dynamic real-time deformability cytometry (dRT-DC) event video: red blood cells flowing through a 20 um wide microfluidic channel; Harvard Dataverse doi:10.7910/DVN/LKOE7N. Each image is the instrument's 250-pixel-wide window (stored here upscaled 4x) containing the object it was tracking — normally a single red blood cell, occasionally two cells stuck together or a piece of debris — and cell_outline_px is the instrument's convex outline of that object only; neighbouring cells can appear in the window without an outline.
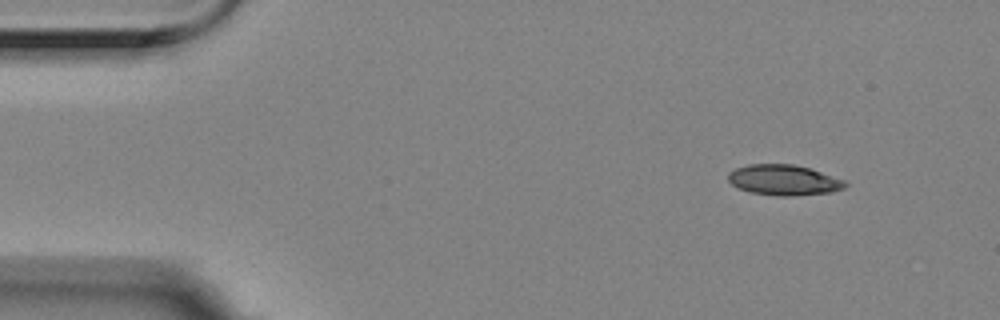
{"species": "Egyptian fruit bat (a non-hibernating species)", "species_latin": "Rousettus aegyptiacus", "temperature_condition": "room temperature", "stored_images_in_passage": 5, "camera_frame_rate_fps": 3000, "um_per_image_px": 0.085, "animal": {"sex": "female"}, "frame": {"image": 1, "passage_image": 1, "time_ms": 0.0, "image_size_px": [1000, 320], "cell_outline_px": [[848, 184], [844, 188], [832, 192], [792, 196], [776, 196], [752, 192], [736, 188], [728, 180], [728, 172], [736, 168], [748, 164], [792, 164], [808, 168], [844, 180]], "centroid_in_image_um": [66.59, 15.31], "position_along_channel_um": 18.4, "area_um2": 20.75}}
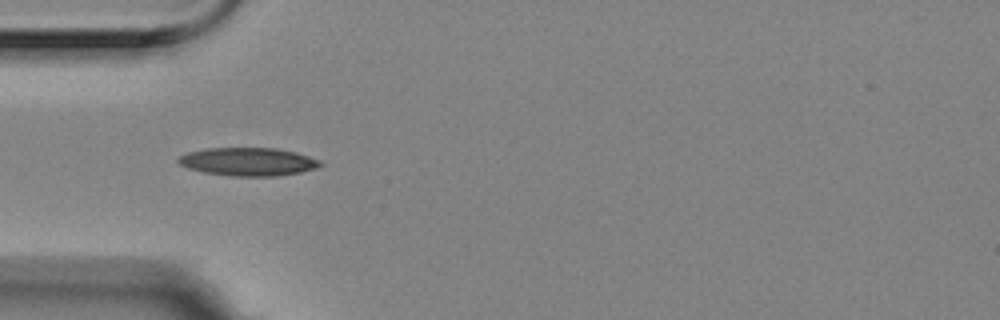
{"frame": {"image": 2, "passage_image": 4, "time_ms": 1.0, "image_size_px": [1000, 320], "cell_outline_px": [[324, 164], [316, 168], [300, 172], [276, 176], [232, 176], [204, 172], [188, 168], [180, 164], [176, 160], [180, 156], [188, 152], [204, 148], [276, 148], [296, 152], [320, 160]], "centroid_in_image_um": [21.1, 13.74], "position_along_channel_um": 63.9, "area_um2": 23.29}}
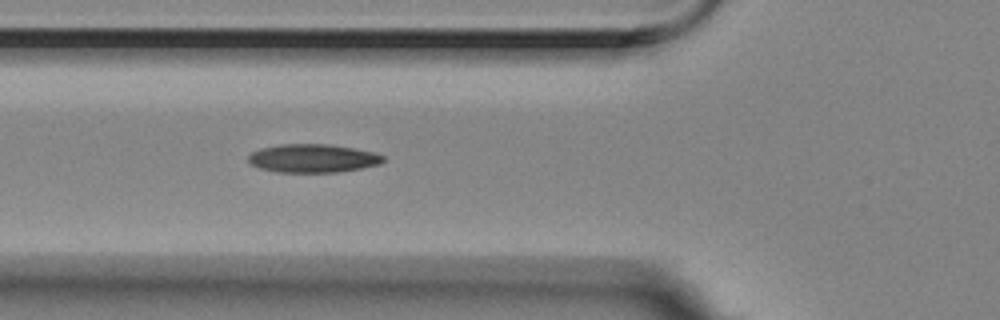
{"frame": {"image": 3, "passage_image": 5, "time_ms": 1.333, "image_size_px": [1000, 320], "cell_outline_px": [[384, 160], [380, 164], [360, 168], [336, 172], [276, 172], [260, 168], [248, 164], [248, 156], [252, 152], [260, 148], [280, 144], [328, 144], [356, 148], [376, 152], [384, 156]], "centroid_in_image_um": [26.58, 13.45], "position_along_channel_um": 99.2, "area_um2": 22.48}}